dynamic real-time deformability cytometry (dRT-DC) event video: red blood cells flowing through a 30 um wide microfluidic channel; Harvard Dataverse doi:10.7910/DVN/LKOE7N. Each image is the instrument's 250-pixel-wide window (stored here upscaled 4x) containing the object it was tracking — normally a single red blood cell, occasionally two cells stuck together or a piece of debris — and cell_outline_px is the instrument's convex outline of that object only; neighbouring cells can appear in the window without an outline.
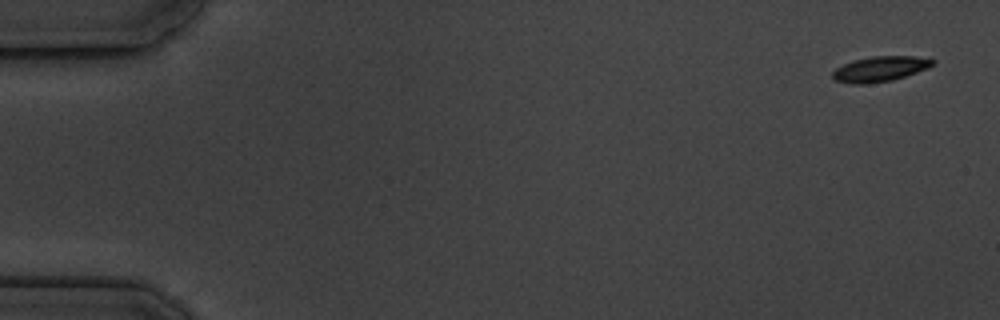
{"species": "common noctule bat (a hibernating species)", "species_latin": "Nyctalus noctula", "temperature_condition": "cold", "stored_images_in_passage": 4, "camera_frame_rate_fps": 3000, "um_per_image_px": 0.085, "animal": {"sex": "male", "body_mass_g": 19.5, "forearm_length_mm": 54.6}, "frame": {"image": 1, "passage_image": 1, "time_ms": 0.0, "image_size_px": [1000, 320], "cell_outline_px": [[936, 60], [928, 68], [892, 80], [864, 84], [852, 84], [836, 80], [832, 76], [832, 72], [836, 68], [844, 64], [856, 60], [872, 56], [912, 56]], "centroid_in_image_um": [74.79, 5.86], "position_along_channel_um": 10.2, "area_um2": 14.39}}